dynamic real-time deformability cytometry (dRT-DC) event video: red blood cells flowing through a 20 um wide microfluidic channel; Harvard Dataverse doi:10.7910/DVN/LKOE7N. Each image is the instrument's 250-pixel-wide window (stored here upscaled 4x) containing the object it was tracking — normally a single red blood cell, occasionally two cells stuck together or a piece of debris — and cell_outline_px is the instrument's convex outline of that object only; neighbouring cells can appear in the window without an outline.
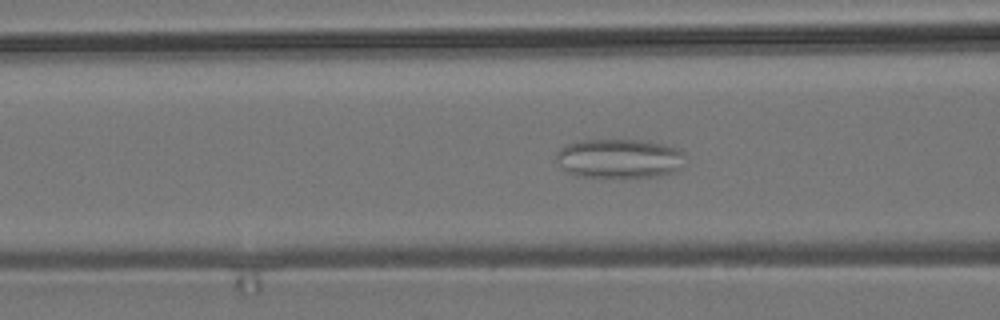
{"species": "common noctule bat (a hibernating species)", "species_latin": "Nyctalus noctula", "temperature_condition": "room temperature", "stored_images_in_passage": 49, "camera_frame_rate_fps": 3000, "um_per_image_px": 0.085, "animal": {"sex": "male", "body_mass_g": 19.2, "forearm_length_mm": 51.8}, "frame": {"image": 1, "passage_image": 15, "time_ms": 4.667, "image_size_px": [1000, 320], "cell_outline_px": [[684, 152], [680, 168], [676, 172], [656, 176], [576, 176], [560, 168], [556, 160], [556, 152], [564, 144], [580, 140], [648, 140], [680, 148]], "centroid_in_image_um": [52.61, 13.44], "position_along_channel_um": 114.0, "area_um2": 29.65}}
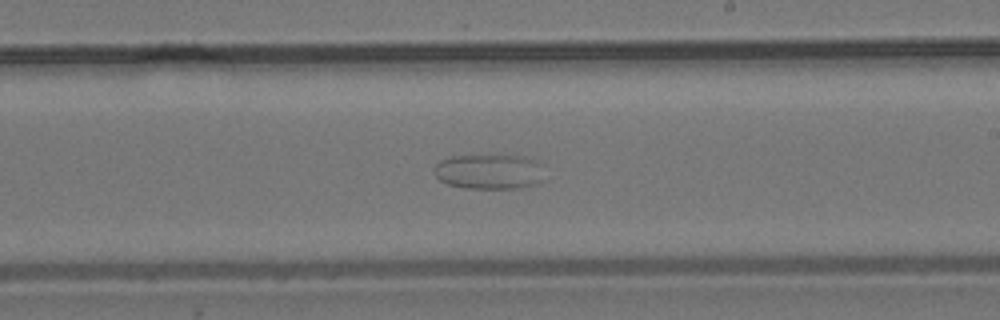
{"frame": {"image": 2, "passage_image": 26, "time_ms": 8.333, "image_size_px": [1000, 320], "cell_outline_px": [[544, 180], [520, 188], [468, 188], [448, 184], [440, 180], [436, 176], [436, 164], [440, 160], [448, 156], [488, 152], [524, 156], [540, 164]], "centroid_in_image_um": [41.56, 14.52], "position_along_channel_um": 247.4, "area_um2": 23.24}}
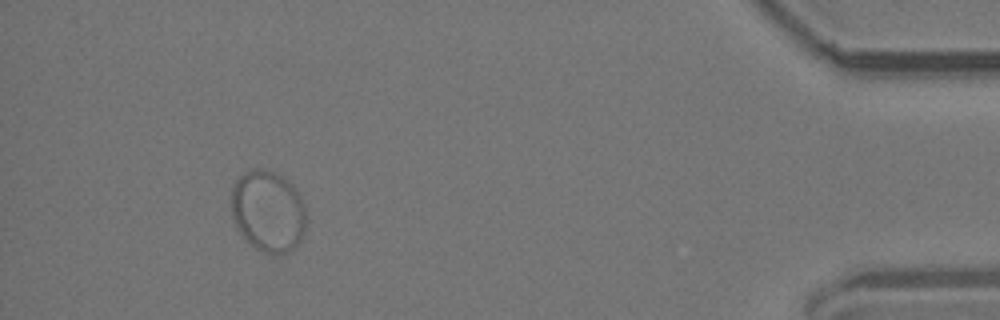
{"frame": {"image": 3, "passage_image": 45, "time_ms": 14.667, "image_size_px": [1000, 320], "cell_outline_px": [[308, 220], [304, 232], [300, 240], [288, 252], [280, 256], [264, 252], [256, 248], [244, 240], [232, 216], [232, 188], [236, 180], [244, 172], [252, 168], [260, 168], [276, 172], [284, 176], [296, 188], [300, 196]], "centroid_in_image_um": [22.8, 17.94], "position_along_channel_um": 412.4, "area_um2": 36.01}}